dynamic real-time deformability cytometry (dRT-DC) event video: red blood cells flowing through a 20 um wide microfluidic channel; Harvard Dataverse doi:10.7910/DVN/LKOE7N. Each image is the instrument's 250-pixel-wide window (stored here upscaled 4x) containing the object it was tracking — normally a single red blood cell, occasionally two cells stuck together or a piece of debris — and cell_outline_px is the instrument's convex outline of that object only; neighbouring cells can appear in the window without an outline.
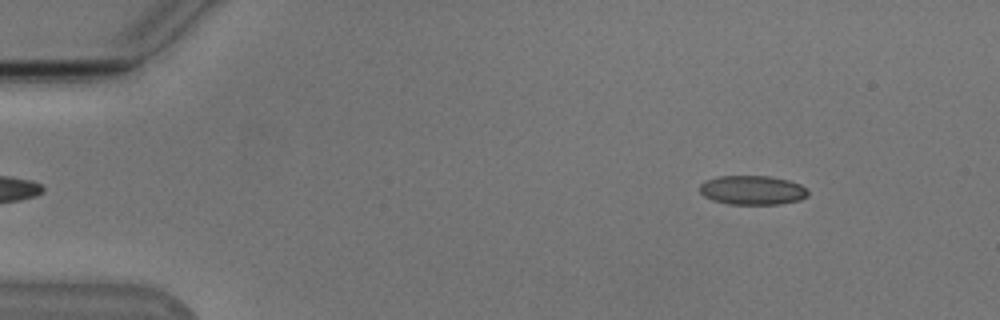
{"species": "Egyptian fruit bat (a non-hibernating species)", "species_latin": "Rousettus aegyptiacus", "temperature_condition": "cold", "stored_images_in_passage": 53, "camera_frame_rate_fps": 3000, "um_per_image_px": 0.085, "animal": {"sex": "male"}, "frame": {"image": 1, "passage_image": 6, "time_ms": 1.667, "image_size_px": [1000, 320], "cell_outline_px": [[808, 196], [800, 200], [780, 204], [728, 204], [712, 200], [704, 196], [700, 192], [700, 184], [704, 180], [716, 176], [768, 176], [788, 180], [800, 184], [808, 192]], "centroid_in_image_um": [63.92, 16.16], "position_along_channel_um": 21.1, "area_um2": 18.5}}
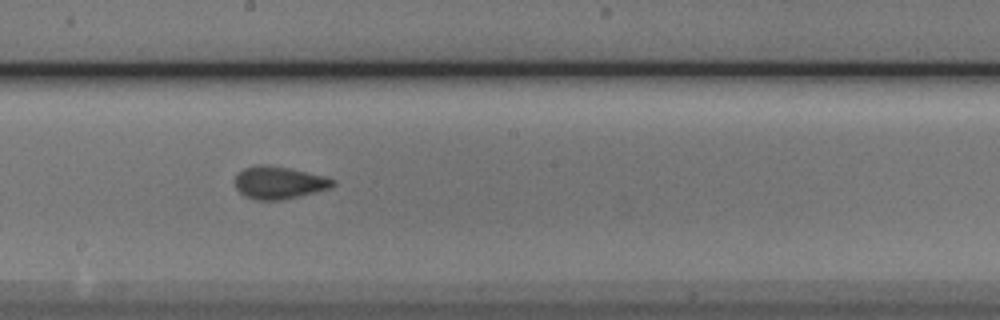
{"frame": {"image": 2, "passage_image": 29, "time_ms": 9.333, "image_size_px": [1000, 320], "cell_outline_px": [[336, 184], [332, 188], [284, 200], [256, 200], [244, 196], [236, 188], [232, 180], [244, 168], [256, 164], [264, 164], [288, 168], [336, 180]], "centroid_in_image_um": [23.67, 15.54], "position_along_channel_um": 224.5, "area_um2": 18.61}}
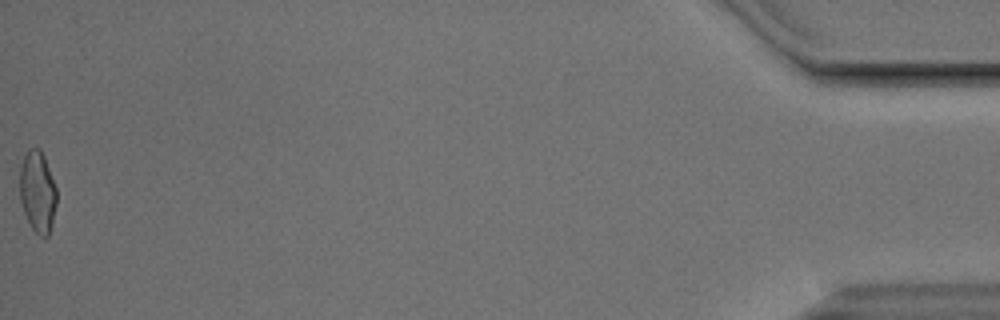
{"frame": {"image": 3, "passage_image": 53, "time_ms": 17.333, "image_size_px": [1000, 320], "cell_outline_px": [[56, 204], [48, 236], [40, 236], [32, 228], [20, 204], [20, 164], [28, 148], [40, 148], [44, 156], [56, 188]], "centroid_in_image_um": [3.17, 16.26], "position_along_channel_um": 432.0, "area_um2": 17.34}, "authors_computed_cell_mechanics": {"area_um2": 17.8602, "velocity_mm_per_s": 3.8356, "shape_relaxation_time_tau1_ms": 6.2547, "shape_relaxation_time_tau2_ms": 1.3056, "deformation_change_tau1": 0.1446, "deformation_change_tau2": 0.0414}}